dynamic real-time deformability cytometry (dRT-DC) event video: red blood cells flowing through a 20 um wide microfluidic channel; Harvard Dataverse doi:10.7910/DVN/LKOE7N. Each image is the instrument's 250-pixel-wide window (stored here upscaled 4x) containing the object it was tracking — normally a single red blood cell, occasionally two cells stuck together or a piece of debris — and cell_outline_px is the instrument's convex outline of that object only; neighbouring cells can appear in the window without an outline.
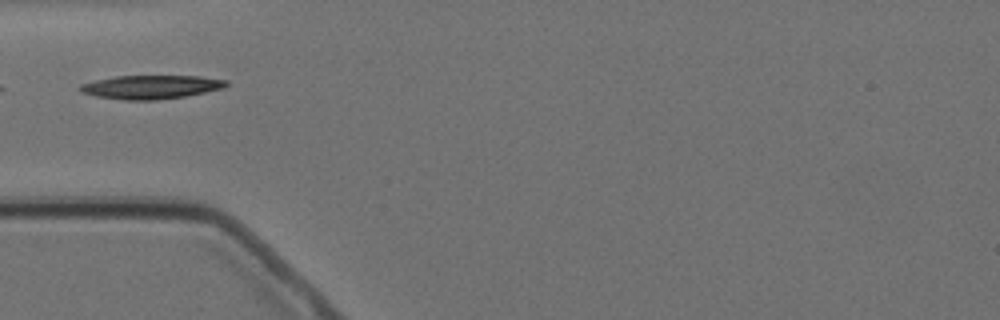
{"species": "Egyptian fruit bat (a non-hibernating species)", "species_latin": "Rousettus aegyptiacus", "temperature_condition": "cold", "stored_images_in_passage": 5, "segment_of_instrument_passage": [2, 2], "camera_frame_rate_fps": 3000, "um_per_image_px": 0.085, "animal": {"sex": "female"}, "frame": {"image": 1, "passage_image": 5, "time_ms": 4.667, "image_size_px": [1000, 320], "cell_outline_px": [[228, 84], [224, 88], [184, 96], [156, 100], [124, 100], [96, 96], [80, 92], [76, 88], [80, 84], [96, 80], [116, 76], [200, 76], [228, 80]], "centroid_in_image_um": [12.8, 7.39], "position_along_channel_um": 72.2, "area_um2": 20.17}}